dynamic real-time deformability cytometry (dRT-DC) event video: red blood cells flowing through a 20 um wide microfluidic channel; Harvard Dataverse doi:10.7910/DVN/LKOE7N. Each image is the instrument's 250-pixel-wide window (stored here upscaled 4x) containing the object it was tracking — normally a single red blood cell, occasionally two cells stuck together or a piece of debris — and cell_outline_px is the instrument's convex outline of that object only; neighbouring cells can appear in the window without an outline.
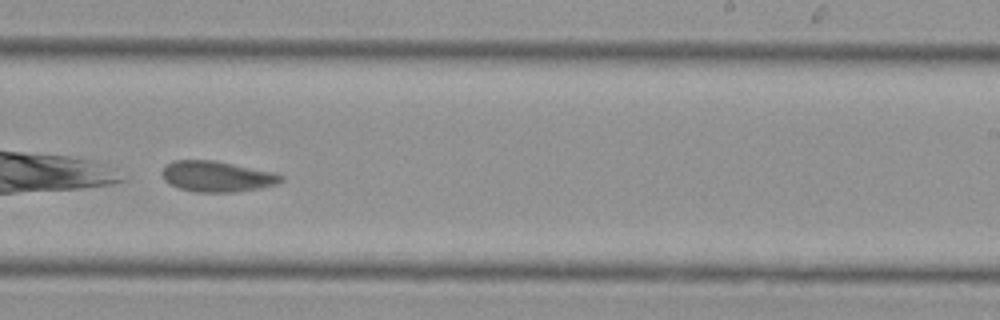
{"species": "Egyptian fruit bat (a non-hibernating species)", "species_latin": "Rousettus aegyptiacus", "temperature_condition": "cold", "stored_images_in_passage": 29, "camera_frame_rate_fps": 3000, "um_per_image_px": 0.085, "animal": {"sex": "female"}, "frame": {"image": 1, "passage_image": 17, "time_ms": 5.333, "image_size_px": [1000, 320], "cell_outline_px": [[284, 180], [276, 184], [260, 188], [232, 192], [196, 192], [180, 188], [168, 184], [164, 180], [164, 168], [168, 164], [176, 160], [216, 160], [276, 172], [284, 176]], "centroid_in_image_um": [18.5, 14.99], "position_along_channel_um": 270.5, "area_um2": 21.33}}